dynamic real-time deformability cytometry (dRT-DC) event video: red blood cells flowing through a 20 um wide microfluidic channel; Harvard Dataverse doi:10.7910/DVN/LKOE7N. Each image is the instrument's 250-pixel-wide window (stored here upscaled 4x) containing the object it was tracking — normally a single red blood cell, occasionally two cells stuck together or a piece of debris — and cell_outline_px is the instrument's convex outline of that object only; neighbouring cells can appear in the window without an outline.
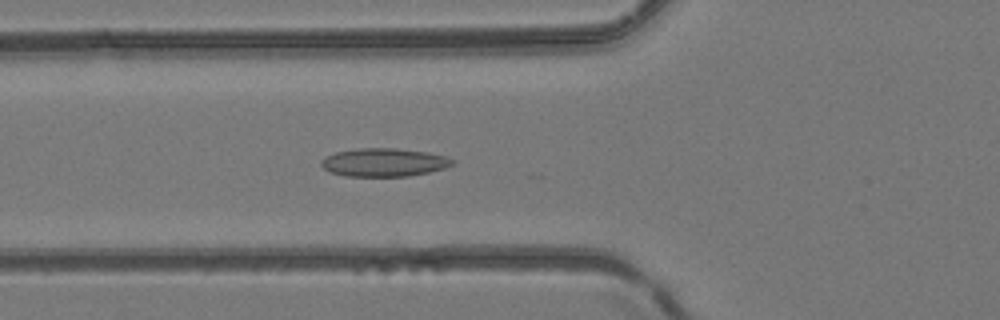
{"species": "common noctule bat (a hibernating species)", "species_latin": "Nyctalus noctula", "temperature_condition": "room temperature", "stored_images_in_passage": 28, "camera_frame_rate_fps": 3000, "um_per_image_px": 0.085, "animal": {"sex": "female", "body_mass_g": 24.6, "forearm_length_mm": 56.2}, "frame": {"image": 1, "passage_image": 17, "time_ms": 5.333, "image_size_px": [1000, 320], "cell_outline_px": [[456, 160], [452, 164], [444, 168], [428, 172], [408, 176], [344, 176], [328, 172], [320, 164], [320, 160], [324, 156], [336, 152], [360, 148], [396, 148], [428, 152], [444, 156]], "centroid_in_image_um": [32.59, 13.8], "position_along_channel_um": 93.2, "area_um2": 21.68}}
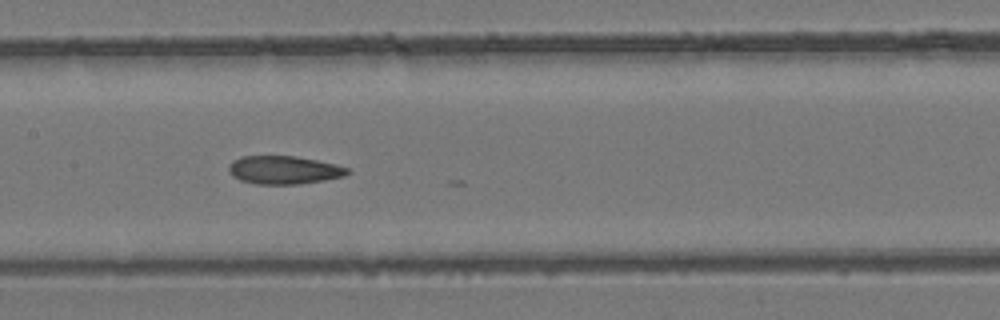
{"frame": {"image": 2, "passage_image": 23, "time_ms": 7.333, "image_size_px": [1000, 320], "cell_outline_px": [[352, 172], [344, 176], [324, 180], [300, 184], [256, 184], [240, 180], [232, 176], [228, 172], [228, 164], [232, 160], [240, 156], [296, 156], [336, 164], [348, 168]], "centroid_in_image_um": [24.11, 14.44], "position_along_channel_um": 183.3, "area_um2": 19.71}}
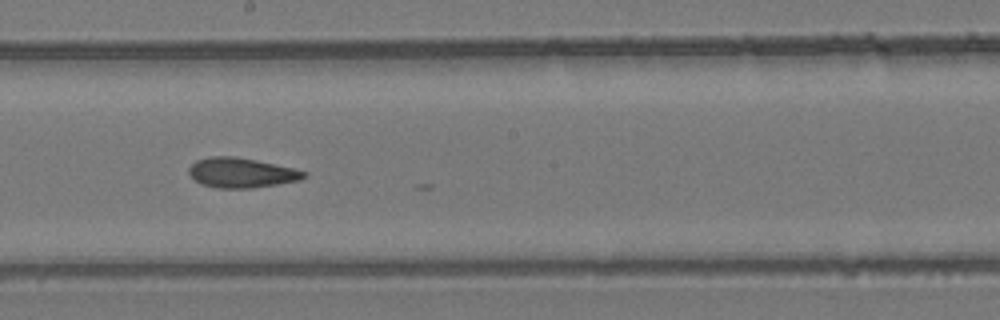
{"frame": {"image": 3, "passage_image": 26, "time_ms": 8.333, "image_size_px": [1000, 320], "cell_outline_px": [[308, 176], [300, 180], [252, 188], [216, 188], [200, 184], [188, 172], [188, 168], [196, 160], [212, 156], [236, 156], [256, 160], [292, 168], [308, 172]], "centroid_in_image_um": [20.51, 14.68], "position_along_channel_um": 227.7, "area_um2": 20.0}}